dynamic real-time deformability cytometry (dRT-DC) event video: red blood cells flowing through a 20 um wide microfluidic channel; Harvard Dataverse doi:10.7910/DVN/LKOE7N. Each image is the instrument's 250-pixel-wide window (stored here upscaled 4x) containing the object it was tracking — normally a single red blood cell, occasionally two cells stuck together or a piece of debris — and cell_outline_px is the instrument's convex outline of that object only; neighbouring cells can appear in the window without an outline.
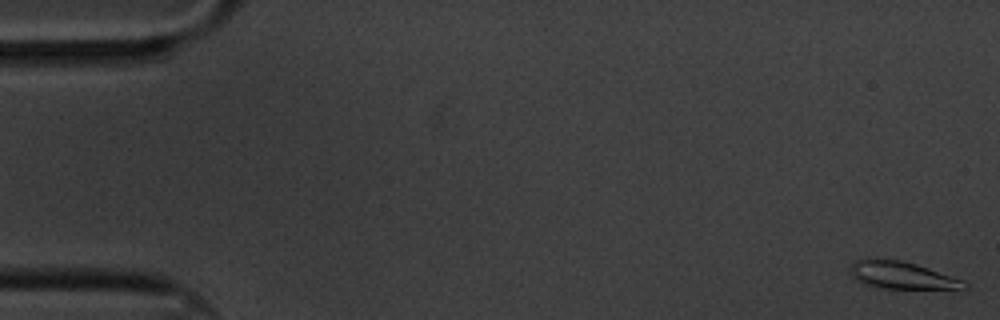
{"species": "common noctule bat (a hibernating species)", "species_latin": "Nyctalus noctula", "temperature_condition": "cold", "stored_images_in_passage": 61, "camera_frame_rate_fps": 3000, "um_per_image_px": 0.085, "animal": {"sex": "male", "body_mass_g": 20.1, "forearm_length_mm": 53.5}, "frame": {"image": 1, "passage_image": 1, "time_ms": 0.0, "image_size_px": [1000, 320], "cell_outline_px": [[968, 288], [872, 288], [856, 280], [852, 276], [852, 264], [856, 260], [900, 260], [916, 264], [964, 280], [968, 284]], "centroid_in_image_um": [76.67, 23.42], "position_along_channel_um": 8.3, "area_um2": 17.63}}
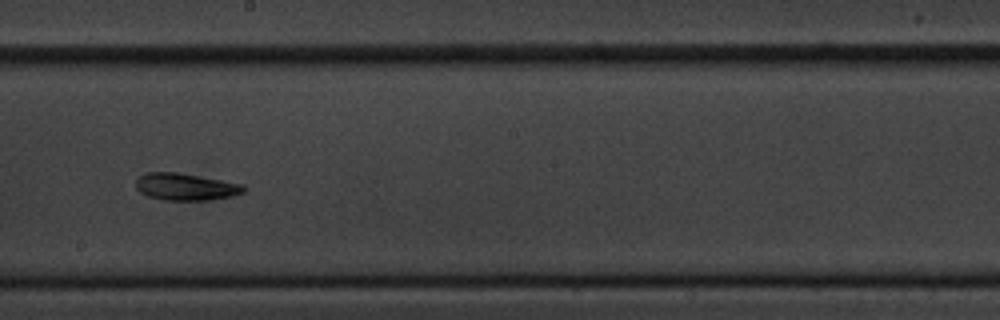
{"frame": {"image": 2, "passage_image": 34, "time_ms": 11.0, "image_size_px": [1000, 320], "cell_outline_px": [[248, 188], [244, 192], [232, 196], [208, 200], [164, 200], [148, 196], [140, 192], [136, 188], [136, 180], [144, 172], [176, 172], [244, 184]], "centroid_in_image_um": [15.79, 15.87], "position_along_channel_um": 232.4, "area_um2": 17.05}}
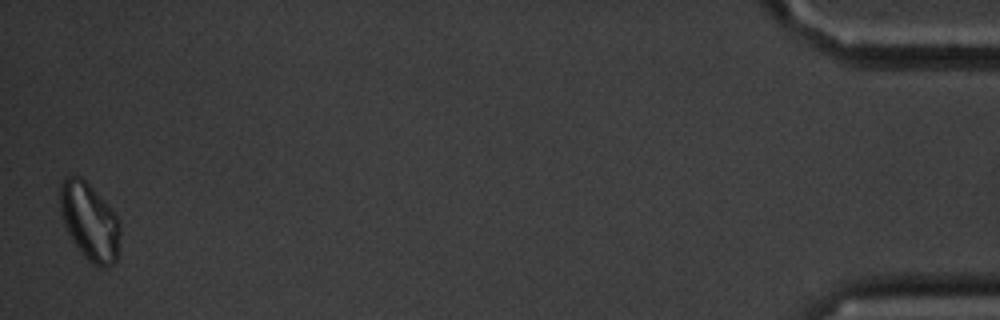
{"frame": {"image": 3, "passage_image": 60, "time_ms": 19.667, "image_size_px": [1000, 320], "cell_outline_px": [[120, 232], [116, 260], [108, 268], [100, 268], [92, 264], [80, 252], [72, 240], [64, 224], [60, 212], [60, 184], [68, 176], [80, 176], [92, 188], [116, 216], [120, 224]], "centroid_in_image_um": [7.6, 18.88], "position_along_channel_um": 427.6, "area_um2": 26.7}, "authors_computed_cell_mechanics": {"area_um2": 17.629, "velocity_mm_per_s": 3.288, "shape_relaxation_time_tau1_ms": 7.4713, "shape_relaxation_time_tau2_ms": 4.6189, "deformation_change_tau1": 0.1485, "deformation_change_tau2": 0.1098}}